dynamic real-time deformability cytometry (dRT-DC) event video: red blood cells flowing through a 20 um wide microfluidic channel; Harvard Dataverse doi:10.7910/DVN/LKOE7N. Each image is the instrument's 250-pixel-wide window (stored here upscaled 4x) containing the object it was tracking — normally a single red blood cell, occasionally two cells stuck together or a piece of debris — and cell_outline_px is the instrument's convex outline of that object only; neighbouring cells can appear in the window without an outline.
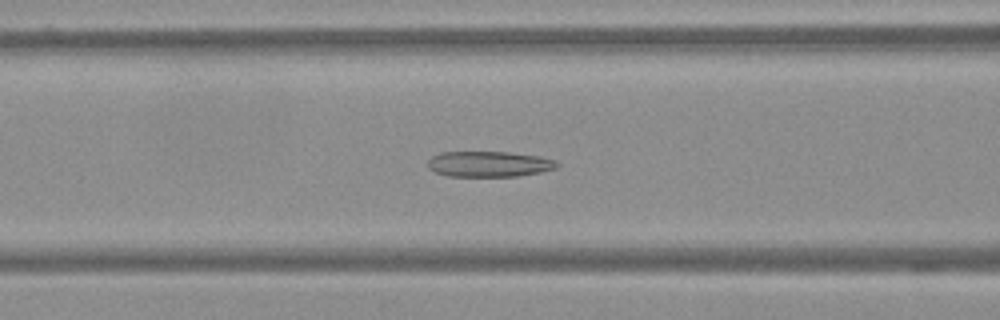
{"species": "Egyptian fruit bat (a non-hibernating species)", "species_latin": "Rousettus aegyptiacus", "temperature_condition": "warm", "stored_images_in_passage": 53, "camera_frame_rate_fps": 3000, "um_per_image_px": 0.085, "frame": {"image": 1, "passage_image": 23, "time_ms": 7.333, "image_size_px": [1000, 320], "cell_outline_px": [[560, 164], [556, 168], [540, 172], [516, 176], [448, 176], [436, 172], [428, 168], [428, 160], [432, 156], [440, 152], [508, 152], [540, 156], [556, 160]], "centroid_in_image_um": [41.58, 13.94], "position_along_channel_um": 125.0, "area_um2": 19.31}}
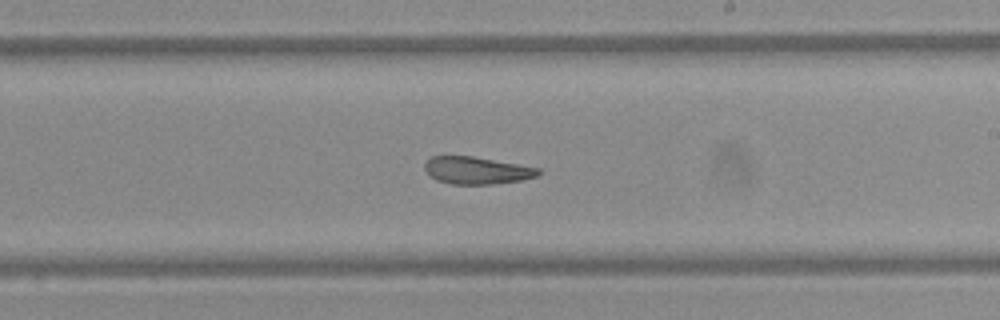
{"frame": {"image": 2, "passage_image": 34, "time_ms": 11.0, "image_size_px": [1000, 320], "cell_outline_px": [[540, 172], [536, 176], [520, 180], [492, 184], [452, 184], [436, 180], [424, 168], [424, 164], [432, 156], [472, 156], [540, 168]], "centroid_in_image_um": [40.51, 14.48], "position_along_channel_um": 248.5, "area_um2": 17.8}}
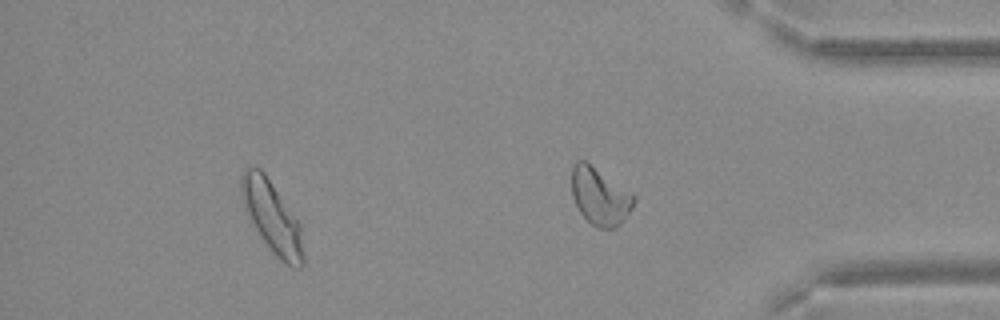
{"frame": {"image": 3, "passage_image": 47, "time_ms": 15.333, "image_size_px": [1000, 320], "cell_outline_px": [[304, 264], [300, 268], [292, 268], [280, 260], [272, 252], [260, 236], [244, 208], [240, 196], [240, 180], [244, 168], [260, 168], [264, 172], [300, 224], [304, 256]], "centroid_in_image_um": [23.11, 18.47], "position_along_channel_um": 412.1, "area_um2": 25.72}}